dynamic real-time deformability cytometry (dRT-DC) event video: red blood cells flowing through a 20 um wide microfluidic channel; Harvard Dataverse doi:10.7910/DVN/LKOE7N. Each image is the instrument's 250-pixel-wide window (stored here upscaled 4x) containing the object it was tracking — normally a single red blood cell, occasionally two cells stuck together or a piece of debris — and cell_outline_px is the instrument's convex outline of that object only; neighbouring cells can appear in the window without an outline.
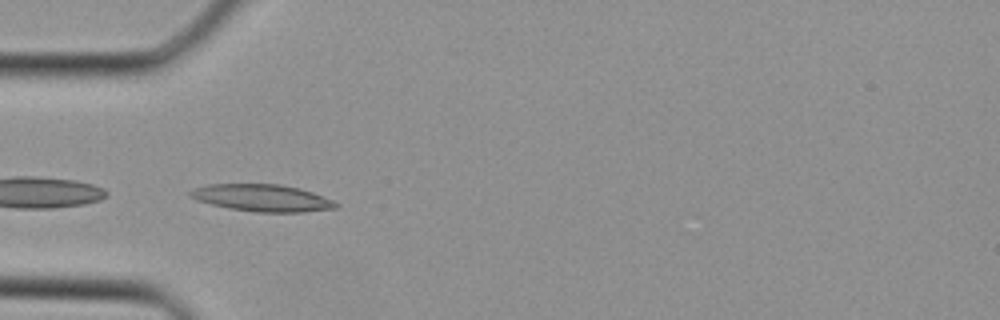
{"species": "Egyptian fruit bat (a non-hibernating species)", "species_latin": "Rousettus aegyptiacus", "temperature_condition": "cold", "stored_images_in_passage": 31, "camera_frame_rate_fps": 3000, "um_per_image_px": 0.085, "animal": {"sex": "female"}, "frame": {"image": 1, "passage_image": 6, "time_ms": 1.667, "image_size_px": [1000, 320], "cell_outline_px": [[340, 204], [336, 208], [304, 212], [256, 212], [228, 208], [196, 200], [188, 196], [188, 192], [192, 188], [208, 184], [280, 184], [300, 188], [312, 192], [332, 200]], "centroid_in_image_um": [22.25, 16.82], "position_along_channel_um": 62.7, "area_um2": 23.06}}
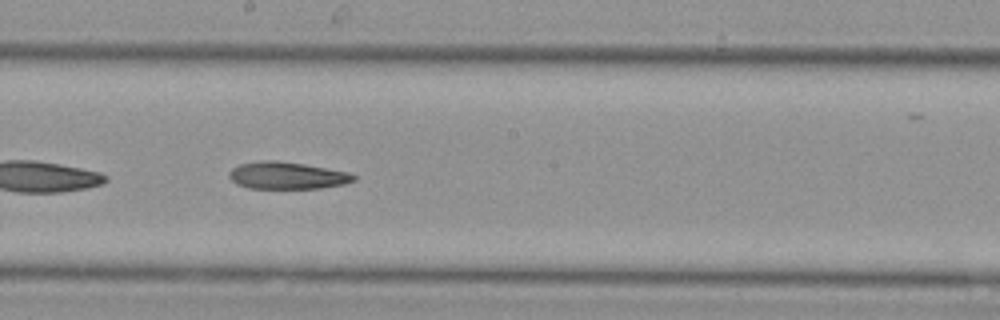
{"frame": {"image": 2, "passage_image": 15, "time_ms": 4.667, "image_size_px": [1000, 320], "cell_outline_px": [[356, 180], [344, 184], [320, 188], [248, 188], [236, 184], [228, 176], [228, 172], [232, 168], [240, 164], [264, 160], [276, 160], [304, 164], [348, 172], [356, 176]], "centroid_in_image_um": [24.38, 14.92], "position_along_channel_um": 223.8, "area_um2": 19.65}}
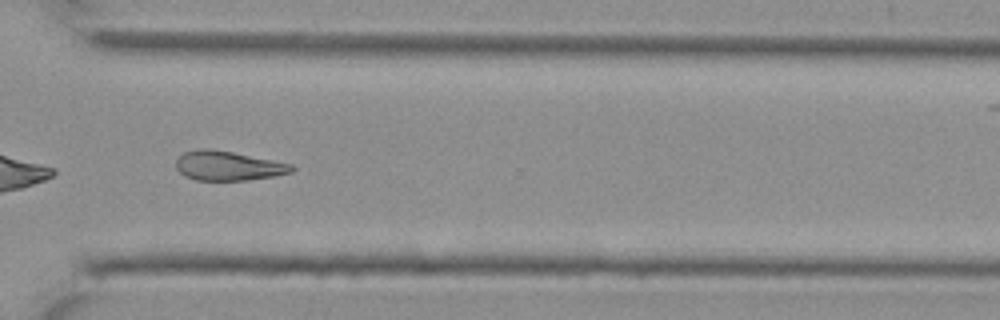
{"frame": {"image": 3, "passage_image": 22, "time_ms": 7.0, "image_size_px": [1000, 320], "cell_outline_px": [[296, 168], [292, 172], [272, 176], [248, 180], [196, 180], [184, 176], [176, 168], [176, 160], [184, 152], [200, 148], [208, 148], [232, 152], [292, 164]], "centroid_in_image_um": [19.37, 14.09], "position_along_channel_um": 351.2, "area_um2": 19.71}}